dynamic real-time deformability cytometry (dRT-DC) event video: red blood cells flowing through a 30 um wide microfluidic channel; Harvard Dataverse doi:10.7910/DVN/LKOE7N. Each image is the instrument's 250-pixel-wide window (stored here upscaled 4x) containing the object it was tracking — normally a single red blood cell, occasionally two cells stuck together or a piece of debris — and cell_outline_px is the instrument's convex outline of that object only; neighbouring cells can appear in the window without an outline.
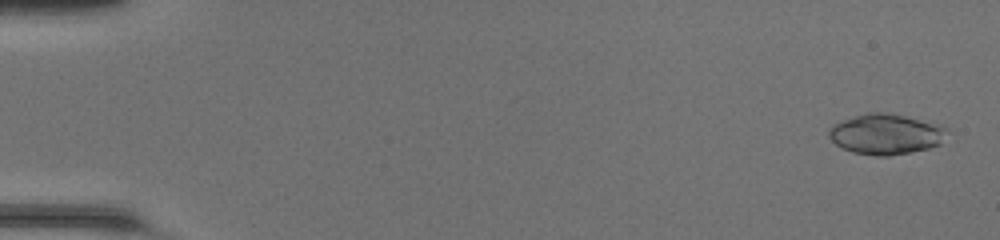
{"species": "common noctule bat (a hibernating species)", "species_latin": "Nyctalus noctula", "temperature_condition": "room temperature", "stored_images_in_passage": 49, "camera_frame_rate_fps": 3000, "um_per_image_px": 0.085, "animal": {"sex": "female", "body_mass_g": 20.0, "forearm_length_mm": 54.0}, "frame": {"image": 1, "passage_image": 2, "time_ms": 0.333, "image_size_px": [1000, 240], "cell_outline_px": [[952, 132], [940, 144], [928, 148], [888, 156], [876, 156], [852, 152], [836, 144], [828, 136], [828, 128], [844, 120], [868, 112], [888, 112], [944, 124]], "centroid_in_image_um": [75.4, 11.39], "position_along_channel_um": 9.6, "area_um2": 28.21}}
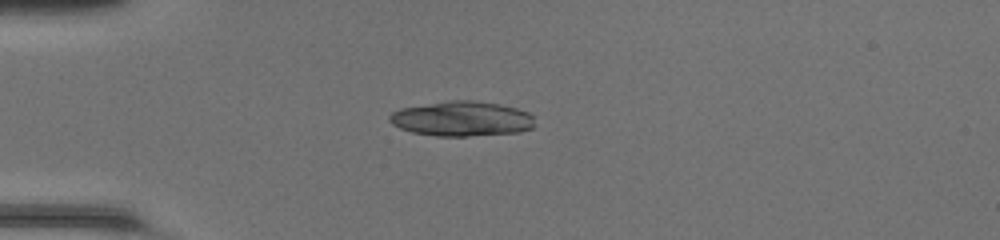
{"frame": {"image": 2, "passage_image": 14, "time_ms": 4.333, "image_size_px": [1000, 240], "cell_outline_px": [[532, 128], [520, 132], [468, 136], [436, 136], [412, 132], [400, 128], [392, 124], [388, 120], [388, 116], [392, 112], [400, 108], [448, 100], [472, 100], [500, 104], [516, 108], [528, 112], [532, 116]], "centroid_in_image_um": [39.21, 10.09], "position_along_channel_um": 45.8, "area_um2": 29.59}}